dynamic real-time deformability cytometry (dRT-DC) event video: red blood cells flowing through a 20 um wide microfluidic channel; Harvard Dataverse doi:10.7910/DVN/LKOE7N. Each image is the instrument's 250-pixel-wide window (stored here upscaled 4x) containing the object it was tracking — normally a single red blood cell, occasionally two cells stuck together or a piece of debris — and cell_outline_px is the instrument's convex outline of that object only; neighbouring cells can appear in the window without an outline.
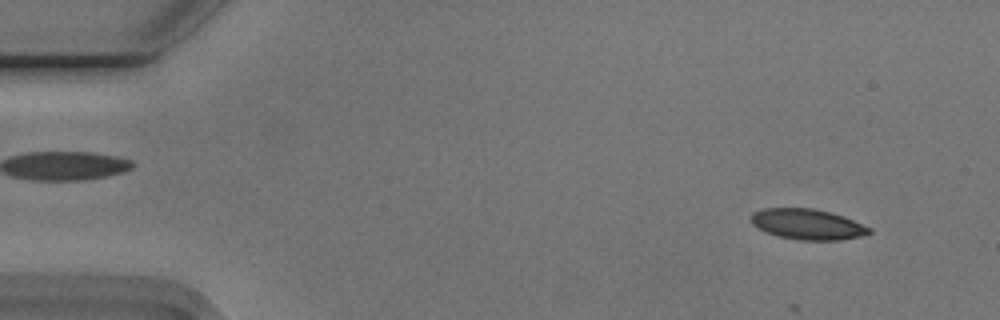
{"species": "Egyptian fruit bat (a non-hibernating species)", "species_latin": "Rousettus aegyptiacus", "temperature_condition": "cold", "stored_images_in_passage": 9, "camera_frame_rate_fps": 3000, "um_per_image_px": 0.085, "animal": {"sex": "male"}, "frame": {"image": 1, "passage_image": 4, "time_ms": 1.0, "image_size_px": [1000, 320], "cell_outline_px": [[872, 232], [860, 236], [840, 240], [796, 240], [776, 236], [752, 224], [752, 212], [764, 208], [816, 208], [832, 212], [844, 216], [872, 228]], "centroid_in_image_um": [68.67, 19.05], "position_along_channel_um": 16.3, "area_um2": 21.15}}